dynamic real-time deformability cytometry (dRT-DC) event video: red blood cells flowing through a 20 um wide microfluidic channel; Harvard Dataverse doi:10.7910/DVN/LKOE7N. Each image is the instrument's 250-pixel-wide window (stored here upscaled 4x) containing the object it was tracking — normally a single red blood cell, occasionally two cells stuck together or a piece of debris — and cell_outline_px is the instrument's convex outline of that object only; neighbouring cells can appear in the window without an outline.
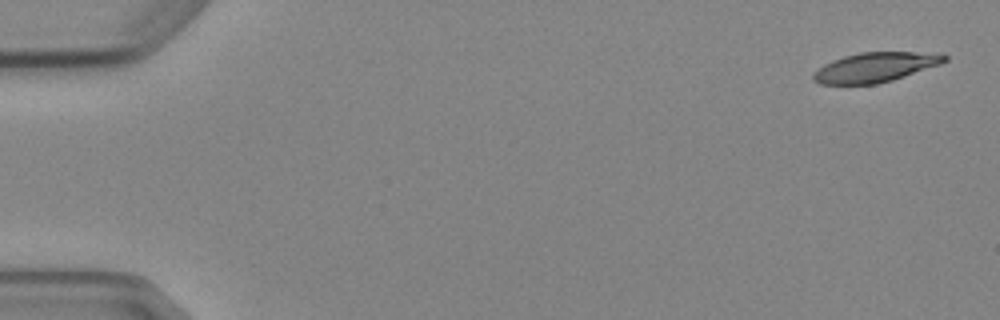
{"species": "Egyptian fruit bat (a non-hibernating species)", "species_latin": "Rousettus aegyptiacus", "temperature_condition": "cold", "stored_images_in_passage": 5, "camera_frame_rate_fps": 3000, "um_per_image_px": 0.085, "animal": {"sex": "female"}, "frame": {"image": 1, "passage_image": 1, "time_ms": 0.0, "image_size_px": [1000, 320], "cell_outline_px": [[948, 60], [940, 64], [892, 80], [876, 84], [820, 84], [812, 80], [812, 72], [824, 64], [832, 60], [844, 56], [860, 52], [944, 52], [948, 56]], "centroid_in_image_um": [74.41, 5.7], "position_along_channel_um": 10.6, "area_um2": 22.89}}
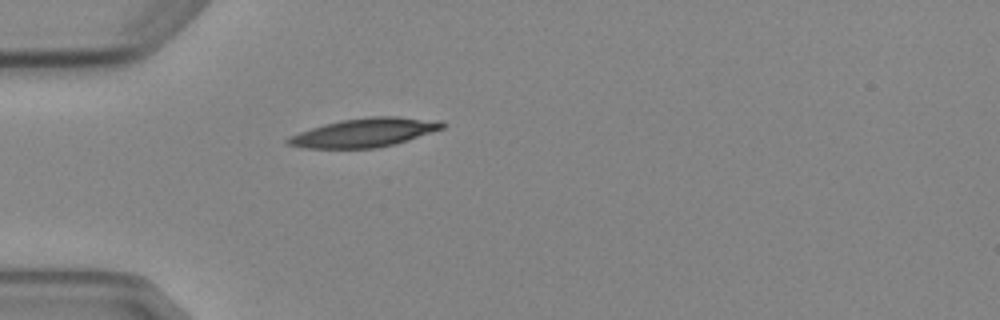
{"frame": {"image": 2, "passage_image": 5, "time_ms": 4.667, "image_size_px": [1000, 320], "cell_outline_px": [[448, 124], [444, 128], [432, 132], [392, 144], [376, 148], [304, 148], [284, 144], [284, 140], [288, 136], [324, 124], [340, 120], [372, 116], [396, 116], [440, 120]], "centroid_in_image_um": [30.96, 11.26], "position_along_channel_um": 54.0, "area_um2": 25.89}}